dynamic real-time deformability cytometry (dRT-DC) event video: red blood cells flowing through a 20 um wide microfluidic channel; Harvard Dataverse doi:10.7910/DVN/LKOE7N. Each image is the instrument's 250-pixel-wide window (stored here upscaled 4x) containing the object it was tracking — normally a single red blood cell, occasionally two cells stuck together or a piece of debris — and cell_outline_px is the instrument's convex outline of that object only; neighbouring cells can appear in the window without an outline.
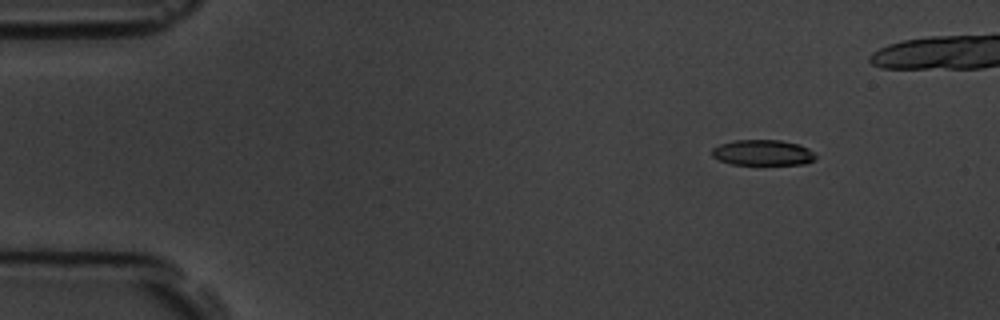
{"species": "common noctule bat (a hibernating species)", "species_latin": "Nyctalus noctula", "temperature_condition": "room temperature", "stored_images_in_passage": 11, "camera_frame_rate_fps": 3000, "um_per_image_px": 0.085, "animal": {"sex": "male", "body_mass_g": 19.5, "forearm_length_mm": 54.6}, "frame": {"image": 1, "passage_image": 2, "time_ms": 1.0, "image_size_px": [1000, 320], "cell_outline_px": [[816, 160], [804, 164], [728, 164], [712, 156], [712, 148], [720, 144], [736, 140], [780, 140], [800, 144], [808, 148], [816, 156]], "centroid_in_image_um": [64.85, 12.97], "position_along_channel_um": 20.2, "area_um2": 15.49}}
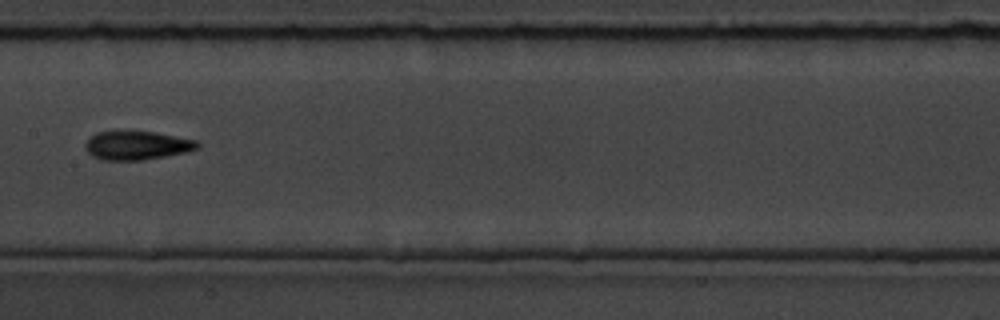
{"frame": {"image": 2, "passage_image": 8, "time_ms": 8.0, "image_size_px": [1000, 320], "cell_outline_px": [[200, 148], [188, 152], [144, 160], [104, 160], [92, 156], [84, 148], [84, 144], [96, 132], [120, 128], [152, 132], [196, 140], [200, 144]], "centroid_in_image_um": [11.61, 12.33], "position_along_channel_um": 195.8, "area_um2": 19.42}}
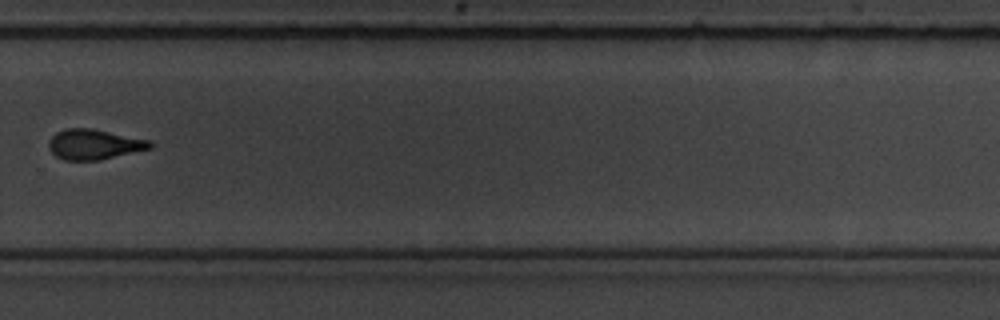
{"frame": {"image": 3, "passage_image": 11, "time_ms": 11.333, "image_size_px": [1000, 320], "cell_outline_px": [[156, 144], [152, 148], [100, 160], [64, 160], [56, 156], [48, 148], [48, 140], [56, 132], [64, 128], [92, 128], [152, 140]], "centroid_in_image_um": [8.03, 12.26], "position_along_channel_um": 321.8, "area_um2": 18.15}}